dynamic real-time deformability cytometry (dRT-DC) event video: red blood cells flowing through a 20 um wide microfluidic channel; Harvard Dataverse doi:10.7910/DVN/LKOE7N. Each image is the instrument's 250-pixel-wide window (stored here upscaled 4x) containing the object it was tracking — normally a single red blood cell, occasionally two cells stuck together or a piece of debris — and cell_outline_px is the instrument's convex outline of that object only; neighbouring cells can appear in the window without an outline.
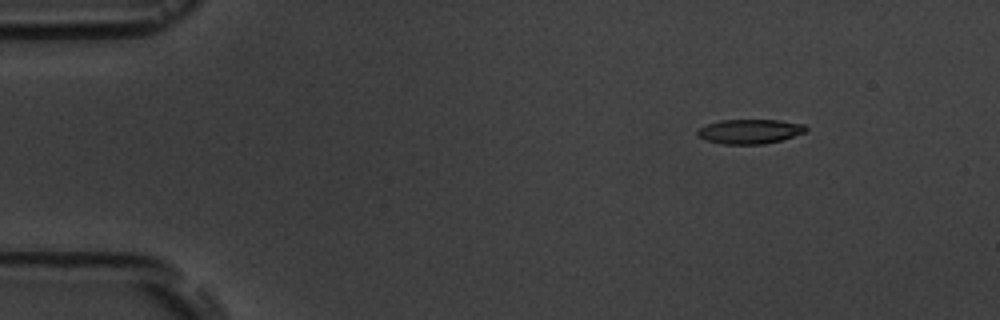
{"species": "common noctule bat (a hibernating species)", "species_latin": "Nyctalus noctula", "temperature_condition": "room temperature", "stored_images_in_passage": 9, "camera_frame_rate_fps": 3000, "um_per_image_px": 0.085, "animal": {"sex": "male", "body_mass_g": 19.5, "forearm_length_mm": 54.6}, "frame": {"image": 1, "passage_image": 2, "time_ms": 1.0, "image_size_px": [1000, 320], "cell_outline_px": [[808, 128], [804, 132], [780, 140], [764, 144], [724, 144], [708, 140], [700, 136], [696, 132], [700, 128], [708, 124], [720, 120], [780, 120], [804, 124]], "centroid_in_image_um": [63.76, 11.16], "position_along_channel_um": 21.2, "area_um2": 15.2}}
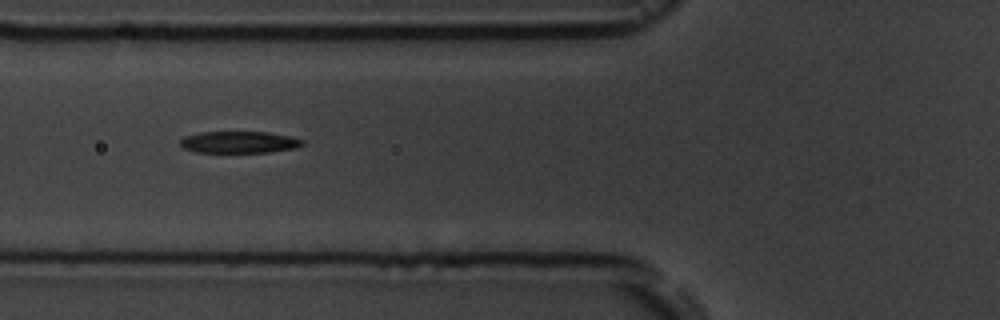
{"frame": {"image": 2, "passage_image": 6, "time_ms": 5.667, "image_size_px": [1000, 320], "cell_outline_px": [[304, 144], [296, 148], [268, 152], [196, 152], [184, 148], [180, 144], [180, 140], [184, 136], [200, 132], [268, 132], [288, 136], [304, 140]], "centroid_in_image_um": [20.32, 12.08], "position_along_channel_um": 105.5, "area_um2": 15.43}}
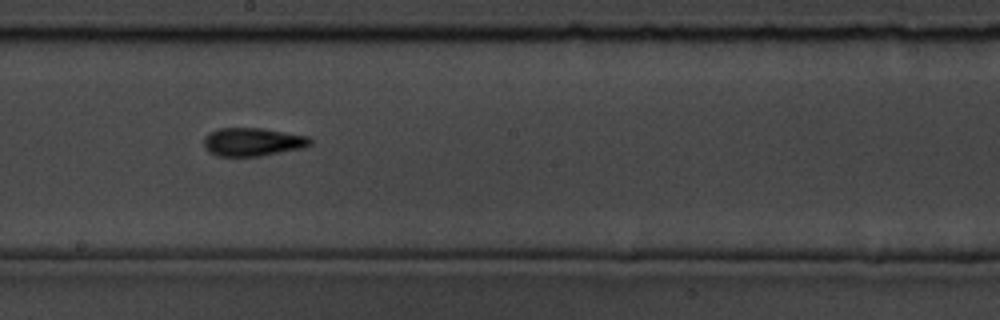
{"frame": {"image": 3, "passage_image": 9, "time_ms": 9.0, "image_size_px": [1000, 320], "cell_outline_px": [[312, 144], [300, 148], [260, 156], [216, 156], [208, 152], [204, 148], [204, 136], [208, 132], [220, 128], [264, 128], [308, 136], [312, 140]], "centroid_in_image_um": [21.43, 12.05], "position_along_channel_um": 226.8, "area_um2": 17.63}}